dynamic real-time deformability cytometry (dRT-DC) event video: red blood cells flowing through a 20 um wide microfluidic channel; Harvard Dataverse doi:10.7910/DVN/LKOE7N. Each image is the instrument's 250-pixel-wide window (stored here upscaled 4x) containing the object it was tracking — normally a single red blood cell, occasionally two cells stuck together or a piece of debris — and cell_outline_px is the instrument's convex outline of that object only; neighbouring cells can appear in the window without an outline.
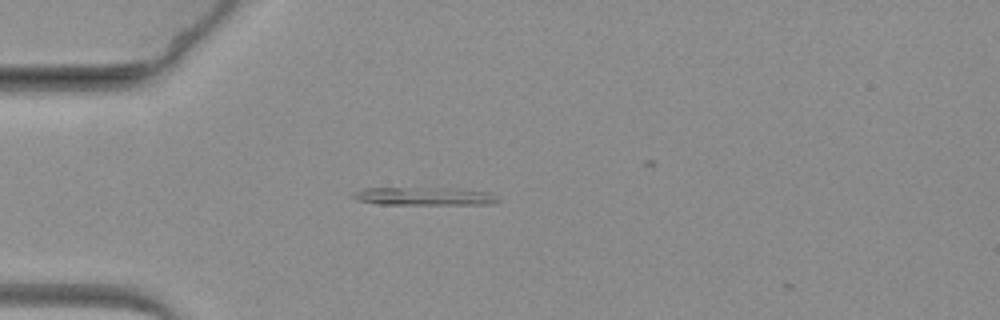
{"species": "common noctule bat (a hibernating species)", "species_latin": "Nyctalus noctula", "temperature_condition": "warm", "stored_images_in_passage": 4, "camera_frame_rate_fps": 3000, "um_per_image_px": 0.085, "animal": {"sex": "female", "body_mass_g": 19.3, "forearm_length_mm": 54.1}, "frame": {"image": 1, "passage_image": 1, "time_ms": 0.0, "image_size_px": [1000, 320], "cell_outline_px": [[500, 200], [492, 204], [380, 204], [356, 200], [352, 196], [356, 192], [364, 188], [456, 188], [488, 192], [496, 196]], "centroid_in_image_um": [36.09, 16.68], "position_along_channel_um": 48.9, "area_um2": 15.09}}